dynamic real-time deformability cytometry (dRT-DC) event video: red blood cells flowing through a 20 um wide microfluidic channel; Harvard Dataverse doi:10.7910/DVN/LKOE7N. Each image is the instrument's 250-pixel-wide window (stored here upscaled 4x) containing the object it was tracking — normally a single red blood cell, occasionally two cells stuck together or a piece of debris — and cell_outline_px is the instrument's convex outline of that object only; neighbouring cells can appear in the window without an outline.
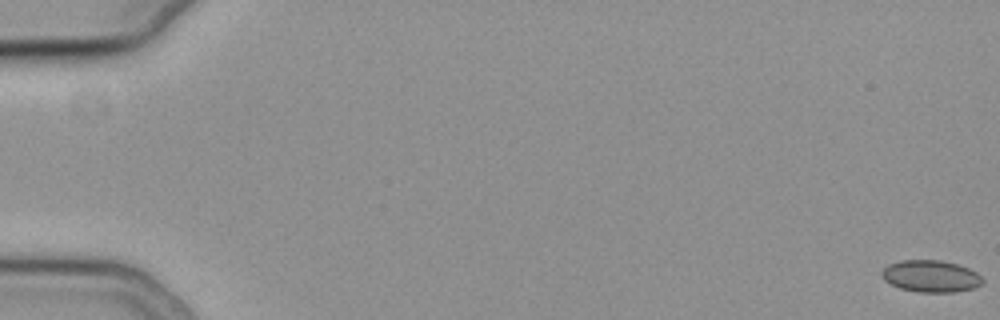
{"species": "common noctule bat (a hibernating species)", "species_latin": "Nyctalus noctula", "temperature_condition": "cold", "stored_images_in_passage": 10, "camera_frame_rate_fps": 3000, "um_per_image_px": 0.085, "animal": {"sex": "female", "body_mass_g": 19.3, "forearm_length_mm": 54.1}, "frame": {"image": 1, "passage_image": 1, "time_ms": 0.0, "image_size_px": [1000, 320], "cell_outline_px": [[984, 284], [972, 288], [956, 292], [916, 292], [900, 288], [884, 280], [880, 276], [880, 272], [888, 264], [900, 260], [940, 260], [956, 264], [968, 268], [976, 272], [984, 280]], "centroid_in_image_um": [79.1, 23.48], "position_along_channel_um": 5.9, "area_um2": 18.84}}